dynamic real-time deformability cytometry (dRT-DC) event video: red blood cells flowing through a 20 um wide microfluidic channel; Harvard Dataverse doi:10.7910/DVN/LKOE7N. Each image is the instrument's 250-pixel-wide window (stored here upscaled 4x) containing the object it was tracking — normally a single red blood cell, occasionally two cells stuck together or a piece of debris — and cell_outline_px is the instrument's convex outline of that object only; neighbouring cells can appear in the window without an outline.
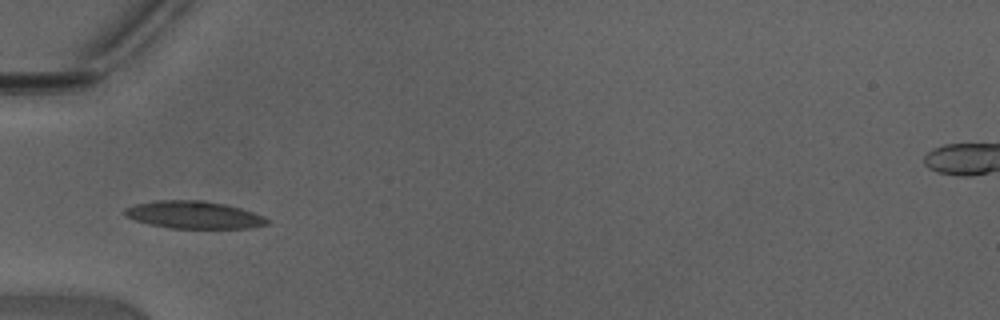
{"species": "Egyptian fruit bat (a non-hibernating species)", "species_latin": "Rousettus aegyptiacus", "temperature_condition": "warm", "stored_images_in_passage": 32, "camera_frame_rate_fps": 3000, "um_per_image_px": 0.085, "animal": {"sex": "male"}, "frame": {"image": 1, "passage_image": 1, "time_ms": 0.0, "image_size_px": [1000, 320], "cell_outline_px": [[268, 224], [252, 228], [168, 228], [148, 224], [136, 220], [128, 216], [124, 212], [124, 208], [136, 204], [156, 200], [204, 200], [224, 204], [240, 208], [264, 216], [268, 220]], "centroid_in_image_um": [16.48, 18.26], "position_along_channel_um": 68.5, "area_um2": 22.72}}
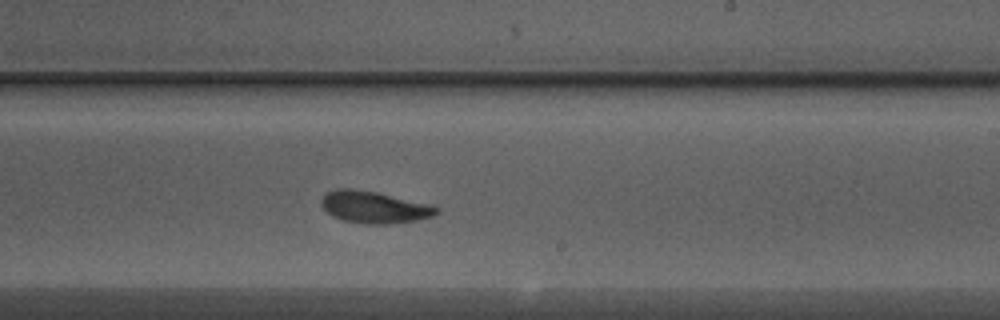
{"frame": {"image": 2, "passage_image": 14, "time_ms": 4.333, "image_size_px": [1000, 320], "cell_outline_px": [[440, 212], [432, 216], [416, 220], [388, 224], [360, 224], [344, 220], [332, 216], [320, 204], [320, 200], [328, 192], [336, 188], [348, 188], [376, 192], [432, 204], [440, 208]], "centroid_in_image_um": [31.83, 17.61], "position_along_channel_um": 257.2, "area_um2": 21.5}}
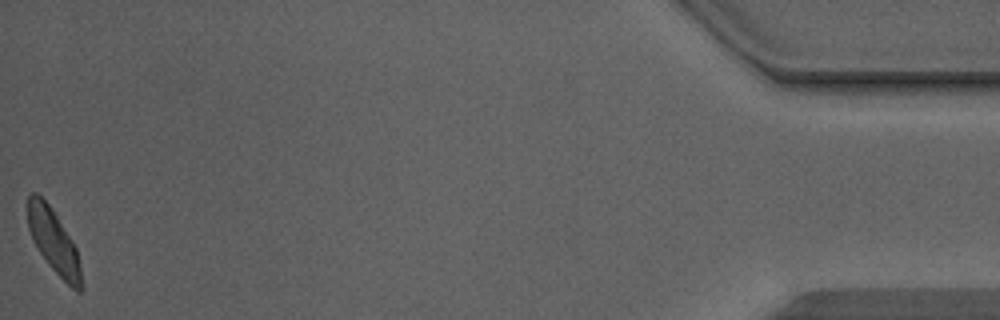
{"frame": {"image": 3, "passage_image": 32, "time_ms": 10.333, "image_size_px": [1000, 320], "cell_outline_px": [[80, 292], [76, 292], [48, 264], [32, 240], [28, 228], [28, 196], [32, 192], [36, 192], [48, 204], [72, 240], [76, 248], [80, 268]], "centroid_in_image_um": [4.53, 20.49], "position_along_channel_um": 430.7, "area_um2": 19.25}, "authors_computed_cell_mechanics": {"area_um2": 21.1548, "velocity_mm_per_s": 4.3932, "shape_relaxation_time_tau1_ms": 1.8916, "shape_relaxation_time_tau2_ms": 1.2553, "deformation_change_tau1": 0.1327, "deformation_change_tau2": 0.0834}}